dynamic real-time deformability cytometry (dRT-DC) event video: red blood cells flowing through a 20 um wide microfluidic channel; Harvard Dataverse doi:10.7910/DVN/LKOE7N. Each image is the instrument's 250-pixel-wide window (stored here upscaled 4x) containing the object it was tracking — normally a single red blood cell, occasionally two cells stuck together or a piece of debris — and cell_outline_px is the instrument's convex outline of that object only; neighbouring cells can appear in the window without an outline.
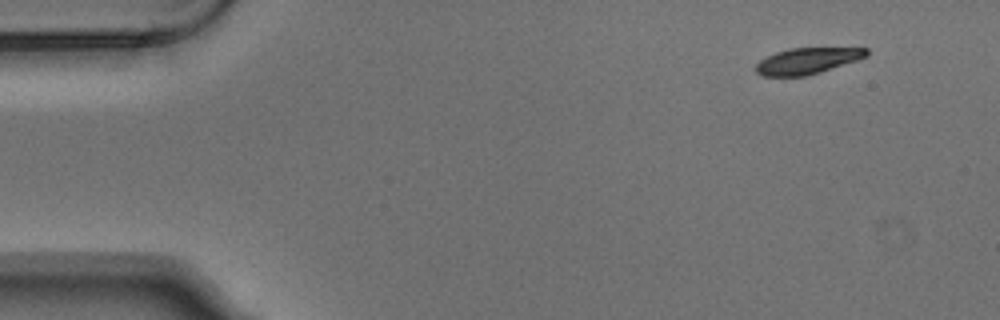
{"species": "Egyptian fruit bat (a non-hibernating species)", "species_latin": "Rousettus aegyptiacus", "temperature_condition": "warm", "stored_images_in_passage": 4, "camera_frame_rate_fps": 3000, "um_per_image_px": 0.085, "animal": {"sex": "male"}, "frame": {"image": 1, "passage_image": 1, "time_ms": 0.0, "image_size_px": [1000, 320], "cell_outline_px": [[868, 56], [820, 72], [804, 76], [764, 76], [756, 72], [756, 64], [760, 60], [776, 52], [788, 48], [868, 48]], "centroid_in_image_um": [68.61, 5.17], "position_along_channel_um": 16.4, "area_um2": 16.65}}
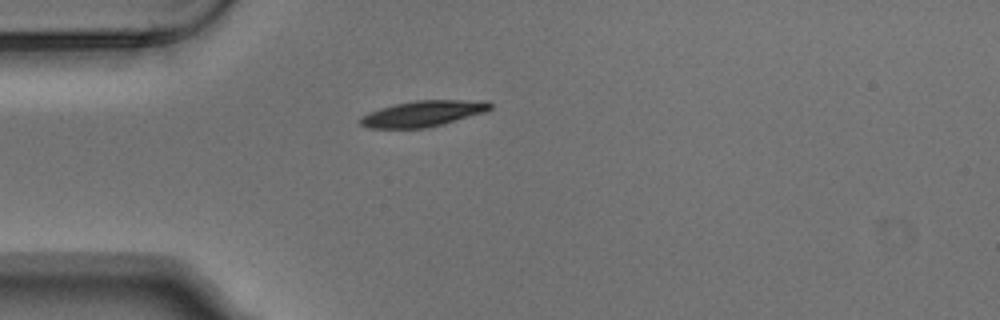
{"frame": {"image": 2, "passage_image": 4, "time_ms": 1.0, "image_size_px": [1000, 320], "cell_outline_px": [[492, 108], [484, 112], [444, 124], [424, 128], [368, 128], [360, 124], [356, 120], [360, 116], [368, 112], [380, 108], [396, 104], [416, 100], [488, 100], [492, 104]], "centroid_in_image_um": [35.93, 9.65], "position_along_channel_um": 49.1, "area_um2": 19.77}}